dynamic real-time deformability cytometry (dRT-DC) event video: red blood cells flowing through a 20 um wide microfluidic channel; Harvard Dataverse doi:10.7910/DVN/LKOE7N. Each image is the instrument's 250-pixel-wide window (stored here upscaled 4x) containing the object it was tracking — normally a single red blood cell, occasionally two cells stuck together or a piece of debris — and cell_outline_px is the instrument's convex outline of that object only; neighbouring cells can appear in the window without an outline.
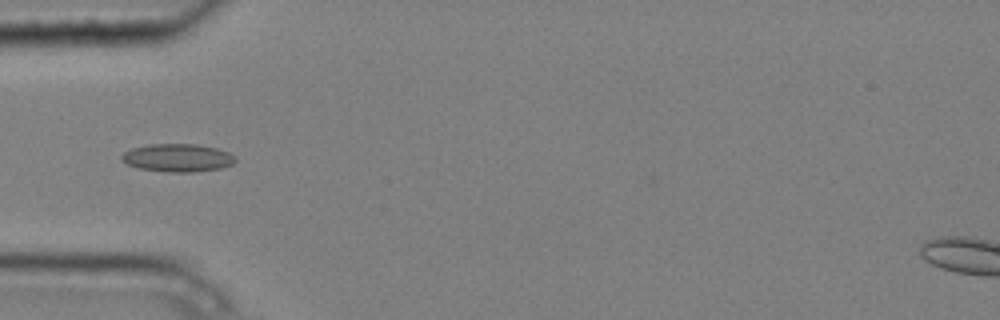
{"species": "common noctule bat (a hibernating species)", "species_latin": "Nyctalus noctula", "temperature_condition": "cold", "stored_images_in_passage": 6, "camera_frame_rate_fps": 3000, "um_per_image_px": 0.085, "animal": {"sex": "male", "body_mass_g": 20.4}, "frame": {"image": 1, "passage_image": 4, "time_ms": 1.0, "image_size_px": [1000, 320], "cell_outline_px": [[236, 160], [232, 164], [220, 168], [192, 172], [168, 172], [136, 168], [120, 160], [120, 156], [124, 152], [132, 148], [148, 144], [196, 144], [216, 148], [228, 152], [236, 156]], "centroid_in_image_um": [15.07, 13.41], "position_along_channel_um": 69.9, "area_um2": 18.61}}
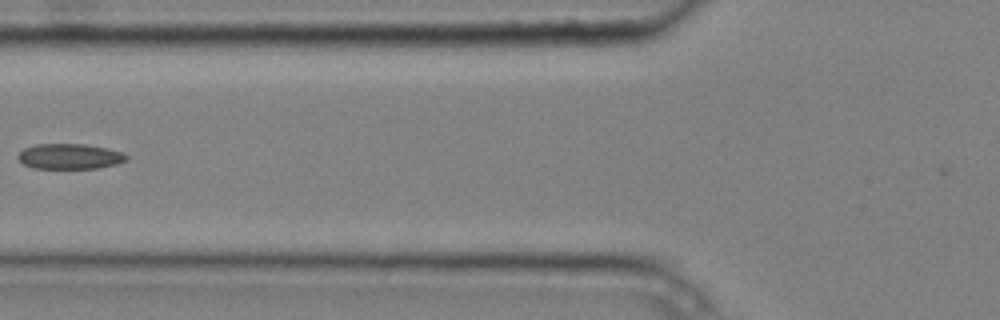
{"frame": {"image": 2, "passage_image": 5, "time_ms": 1.333, "image_size_px": [1000, 320], "cell_outline_px": [[128, 160], [116, 164], [96, 168], [32, 168], [24, 164], [16, 156], [24, 148], [36, 144], [84, 144], [108, 148], [124, 152], [128, 156]], "centroid_in_image_um": [5.95, 13.29], "position_along_channel_um": 119.8, "area_um2": 16.07}}
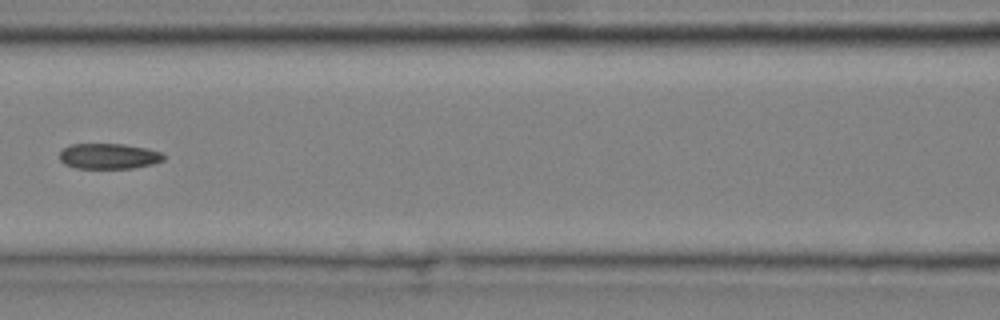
{"frame": {"image": 3, "passage_image": 6, "time_ms": 1.667, "image_size_px": [1000, 320], "cell_outline_px": [[164, 160], [152, 164], [132, 168], [76, 168], [64, 164], [60, 160], [60, 152], [64, 148], [72, 144], [124, 144], [144, 148], [160, 152], [164, 156]], "centroid_in_image_um": [9.22, 13.28], "position_along_channel_um": 157.4, "area_um2": 15.32}}